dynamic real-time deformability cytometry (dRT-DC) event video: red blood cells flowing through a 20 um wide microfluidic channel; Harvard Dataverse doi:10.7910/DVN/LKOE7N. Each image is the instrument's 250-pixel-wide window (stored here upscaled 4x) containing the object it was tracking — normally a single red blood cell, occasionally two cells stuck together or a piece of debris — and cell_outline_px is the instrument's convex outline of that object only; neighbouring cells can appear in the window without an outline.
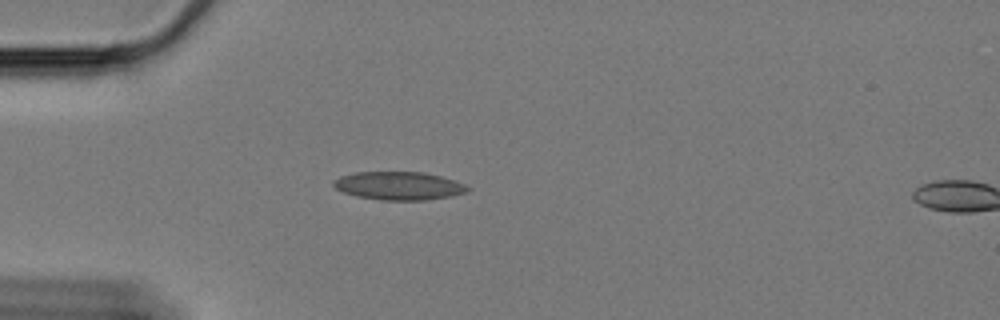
{"species": "Egyptian fruit bat (a non-hibernating species)", "species_latin": "Rousettus aegyptiacus", "temperature_condition": "cold", "stored_images_in_passage": 3, "camera_frame_rate_fps": 3000, "um_per_image_px": 0.085, "animal": {"sex": "female"}, "frame": {"image": 1, "passage_image": 1, "time_ms": 0.0, "image_size_px": [1000, 320], "cell_outline_px": [[472, 188], [468, 192], [452, 196], [424, 200], [380, 200], [356, 196], [344, 192], [336, 188], [332, 184], [332, 180], [340, 176], [356, 172], [424, 172], [440, 176], [468, 184]], "centroid_in_image_um": [33.94, 15.79], "position_along_channel_um": 51.1, "area_um2": 22.25}}